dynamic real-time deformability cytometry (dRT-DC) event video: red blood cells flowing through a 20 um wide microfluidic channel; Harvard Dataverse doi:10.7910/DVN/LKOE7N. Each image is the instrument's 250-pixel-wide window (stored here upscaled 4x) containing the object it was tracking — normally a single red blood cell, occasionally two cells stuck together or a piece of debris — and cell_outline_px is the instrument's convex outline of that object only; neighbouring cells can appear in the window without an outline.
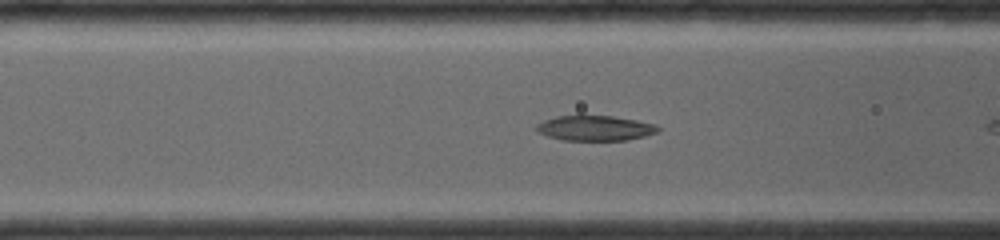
{"species": "common noctule bat (a hibernating species)", "species_latin": "Nyctalus noctula", "temperature_condition": "room temperature", "stored_images_in_passage": 11, "camera_frame_rate_fps": 4000, "um_per_image_px": 0.085, "animal": {"sex": "female", "body_mass_g": 19.0, "forearm_length_mm": 56.7}, "frame": {"image": 1, "passage_image": 8, "time_ms": 1.75, "image_size_px": [1000, 240], "cell_outline_px": [[660, 128], [656, 132], [644, 136], [628, 140], [564, 140], [548, 136], [540, 132], [536, 128], [536, 124], [544, 120], [556, 116], [612, 116], [636, 120], [656, 124]], "centroid_in_image_um": [50.59, 10.89], "position_along_channel_um": 116.0, "area_um2": 17.57}}